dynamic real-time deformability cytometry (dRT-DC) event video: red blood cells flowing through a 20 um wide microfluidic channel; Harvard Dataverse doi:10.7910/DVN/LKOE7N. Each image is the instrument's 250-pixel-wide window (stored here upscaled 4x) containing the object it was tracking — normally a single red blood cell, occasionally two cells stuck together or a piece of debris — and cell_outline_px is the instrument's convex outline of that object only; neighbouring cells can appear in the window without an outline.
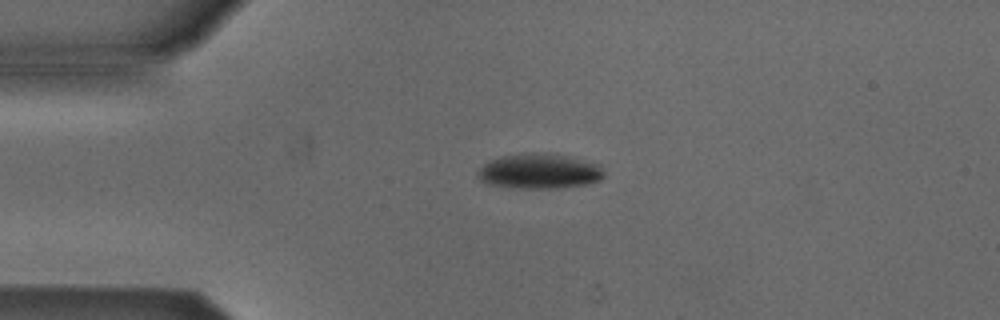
{"species": "Egyptian fruit bat (a non-hibernating species)", "species_latin": "Rousettus aegyptiacus", "temperature_condition": "cold", "stored_images_in_passage": 4, "camera_frame_rate_fps": 3000, "um_per_image_px": 0.085, "animal": {"sex": "male"}, "frame": {"image": 1, "passage_image": 2, "time_ms": 1.0, "image_size_px": [1000, 320], "cell_outline_px": [[604, 176], [600, 180], [588, 184], [556, 188], [520, 188], [488, 184], [480, 180], [476, 176], [476, 172], [488, 160], [500, 156], [524, 152], [548, 152], [572, 156], [600, 164], [604, 172]], "centroid_in_image_um": [45.85, 14.52], "position_along_channel_um": 39.1, "area_um2": 26.41}}
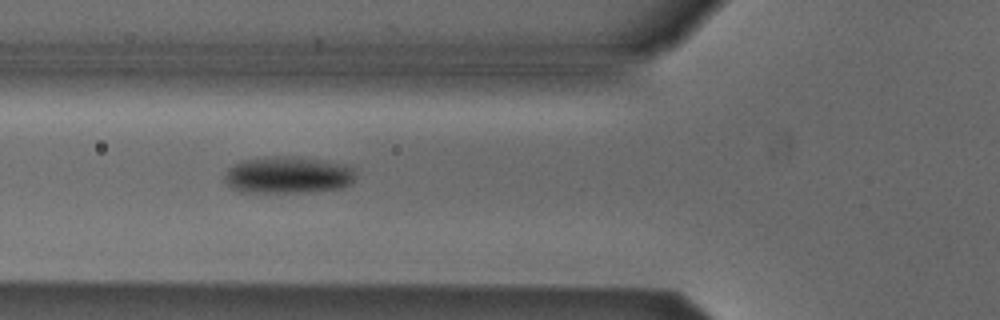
{"frame": {"image": 2, "passage_image": 4, "time_ms": 3.333, "image_size_px": [1000, 320], "cell_outline_px": [[352, 180], [348, 184], [340, 188], [312, 192], [240, 192], [232, 188], [224, 180], [224, 176], [228, 168], [232, 164], [244, 160], [264, 156], [292, 156], [348, 164], [352, 168]], "centroid_in_image_um": [24.41, 14.87], "position_along_channel_um": 101.4, "area_um2": 28.21}}